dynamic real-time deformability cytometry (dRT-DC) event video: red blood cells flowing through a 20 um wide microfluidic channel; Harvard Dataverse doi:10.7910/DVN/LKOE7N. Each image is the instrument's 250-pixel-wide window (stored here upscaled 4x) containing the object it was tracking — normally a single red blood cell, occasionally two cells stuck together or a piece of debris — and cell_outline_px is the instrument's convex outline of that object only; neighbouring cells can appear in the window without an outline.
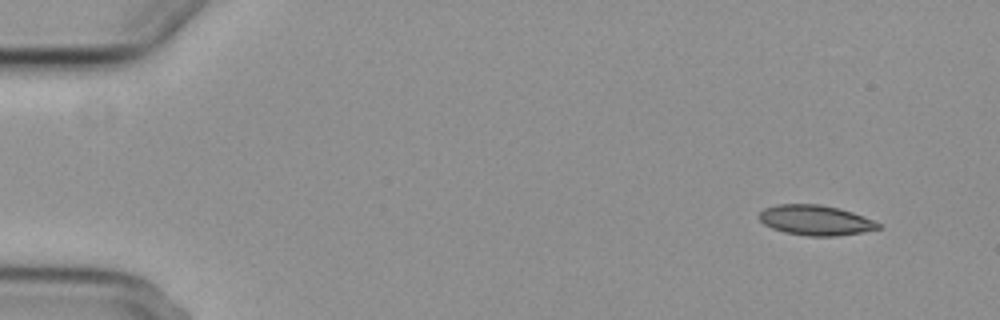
{"species": "common noctule bat (a hibernating species)", "species_latin": "Nyctalus noctula", "temperature_condition": "cold", "stored_images_in_passage": 7, "camera_frame_rate_fps": 3000, "um_per_image_px": 0.085, "animal": {"sex": "female", "body_mass_g": 29.2, "forearm_length_mm": 56.3}, "frame": {"image": 1, "passage_image": 1, "time_ms": 0.0, "image_size_px": [1000, 320], "cell_outline_px": [[880, 228], [864, 232], [836, 236], [808, 236], [784, 232], [772, 228], [764, 224], [756, 216], [764, 208], [776, 204], [820, 204], [840, 208], [864, 216], [880, 224]], "centroid_in_image_um": [69.29, 18.71], "position_along_channel_um": 15.7, "area_um2": 21.04}}
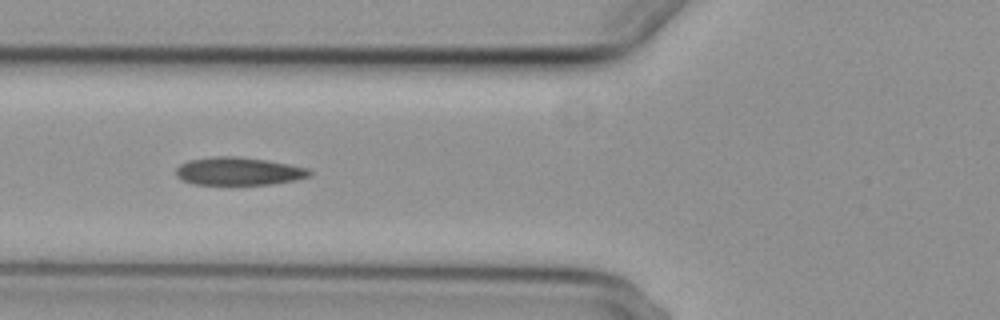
{"frame": {"image": 2, "passage_image": 6, "time_ms": 5.667, "image_size_px": [1000, 320], "cell_outline_px": [[312, 176], [296, 180], [272, 184], [192, 184], [176, 176], [176, 168], [180, 164], [188, 160], [212, 156], [236, 156], [264, 160], [288, 164], [308, 168], [312, 172]], "centroid_in_image_um": [20.28, 14.55], "position_along_channel_um": 105.5, "area_um2": 21.73}}
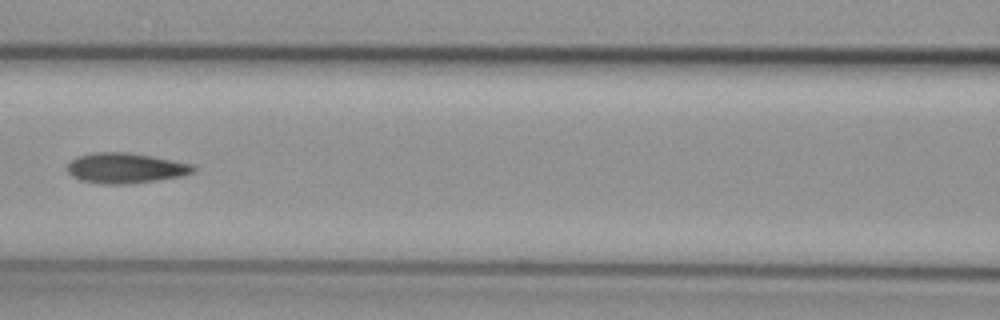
{"frame": {"image": 3, "passage_image": 7, "time_ms": 7.0, "image_size_px": [1000, 320], "cell_outline_px": [[196, 172], [184, 176], [132, 184], [100, 184], [80, 180], [72, 176], [68, 172], [68, 164], [72, 160], [80, 156], [96, 152], [128, 152], [152, 156], [192, 164], [196, 168]], "centroid_in_image_um": [10.71, 14.3], "position_along_channel_um": 155.9, "area_um2": 22.37}}